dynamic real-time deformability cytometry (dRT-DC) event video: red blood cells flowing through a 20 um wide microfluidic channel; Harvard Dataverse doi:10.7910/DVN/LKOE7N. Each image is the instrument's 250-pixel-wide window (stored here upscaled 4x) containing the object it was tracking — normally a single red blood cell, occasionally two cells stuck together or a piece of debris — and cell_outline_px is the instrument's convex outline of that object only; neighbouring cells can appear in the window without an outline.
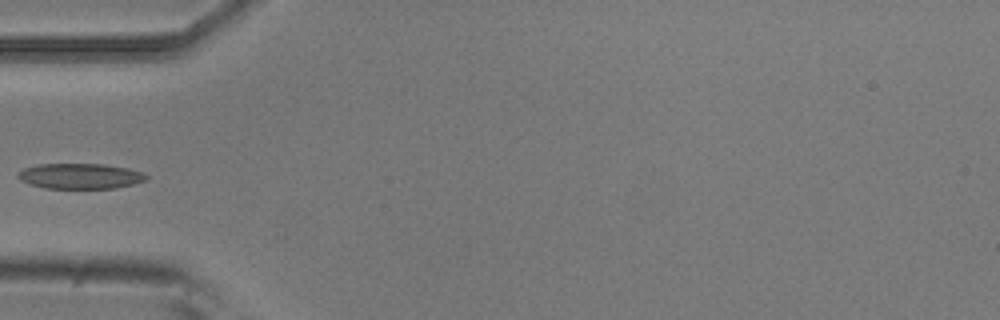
{"species": "common noctule bat (a hibernating species)", "species_latin": "Nyctalus noctula", "temperature_condition": "room temperature", "stored_images_in_passage": 4, "camera_frame_rate_fps": 3000, "um_per_image_px": 0.085, "animal": {"sex": "male", "body_mass_g": 20.5, "forearm_length_mm": 52.5}, "frame": {"image": 1, "passage_image": 4, "time_ms": 3.333, "image_size_px": [1000, 320], "cell_outline_px": [[148, 176], [144, 180], [132, 184], [116, 188], [44, 188], [20, 180], [16, 176], [16, 172], [24, 168], [40, 164], [104, 164], [128, 168], [144, 172]], "centroid_in_image_um": [6.8, 14.96], "position_along_channel_um": 78.2, "area_um2": 18.96}}